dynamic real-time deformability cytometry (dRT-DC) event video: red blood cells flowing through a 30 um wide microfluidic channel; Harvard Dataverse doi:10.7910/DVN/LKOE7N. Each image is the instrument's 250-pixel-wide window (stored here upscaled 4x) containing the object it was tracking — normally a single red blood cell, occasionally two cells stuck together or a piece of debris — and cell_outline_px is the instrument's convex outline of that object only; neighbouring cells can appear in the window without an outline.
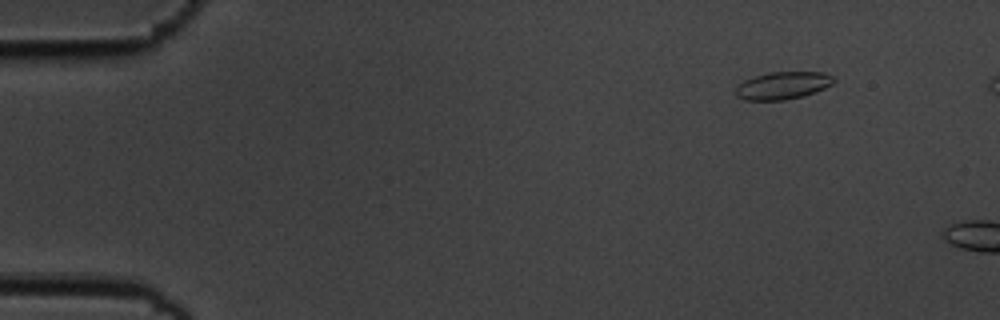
{"species": "common noctule bat (a hibernating species)", "species_latin": "Nyctalus noctula", "temperature_condition": "cold", "stored_images_in_passage": 4, "camera_frame_rate_fps": 3000, "um_per_image_px": 0.085, "animal": {"sex": "male", "body_mass_g": 19.5, "forearm_length_mm": 54.6}, "frame": {"image": 1, "passage_image": 2, "time_ms": 0.333, "image_size_px": [1000, 320], "cell_outline_px": [[836, 80], [832, 84], [816, 92], [804, 96], [784, 100], [744, 100], [736, 96], [736, 88], [744, 80], [768, 72], [824, 72], [832, 76]], "centroid_in_image_um": [66.56, 7.27], "position_along_channel_um": 18.4, "area_um2": 15.72}}